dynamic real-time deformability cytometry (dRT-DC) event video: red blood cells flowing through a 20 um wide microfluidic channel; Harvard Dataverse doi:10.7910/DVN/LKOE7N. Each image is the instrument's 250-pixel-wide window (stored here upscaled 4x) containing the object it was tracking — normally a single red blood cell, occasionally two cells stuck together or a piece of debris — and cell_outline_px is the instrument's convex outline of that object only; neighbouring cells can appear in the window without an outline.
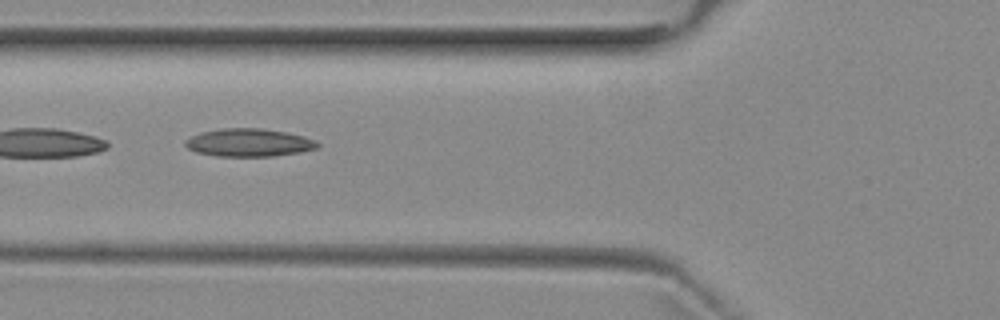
{"species": "common noctule bat (a hibernating species)", "species_latin": "Nyctalus noctula", "temperature_condition": "room temperature", "stored_images_in_passage": 8, "camera_frame_rate_fps": 3000, "um_per_image_px": 0.085, "animal": {"sex": "female", "body_mass_g": 29.2, "forearm_length_mm": 56.3}, "frame": {"image": 1, "passage_image": 6, "time_ms": 5.667, "image_size_px": [1000, 320], "cell_outline_px": [[320, 144], [316, 148], [300, 152], [272, 156], [216, 156], [196, 152], [188, 148], [184, 144], [184, 140], [200, 132], [220, 128], [260, 128], [288, 132], [304, 136], [316, 140]], "centroid_in_image_um": [21.15, 12.11], "position_along_channel_um": 104.7, "area_um2": 21.62}}
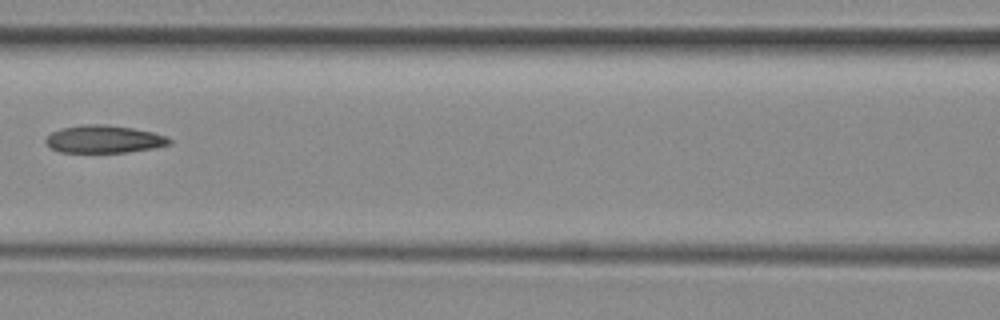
{"frame": {"image": 2, "passage_image": 7, "time_ms": 7.0, "image_size_px": [1000, 320], "cell_outline_px": [[172, 144], [152, 148], [128, 152], [60, 152], [52, 148], [44, 140], [52, 132], [64, 128], [84, 124], [104, 124], [132, 128], [152, 132], [168, 136], [172, 140]], "centroid_in_image_um": [8.88, 11.83], "position_along_channel_um": 157.7, "area_um2": 19.77}}
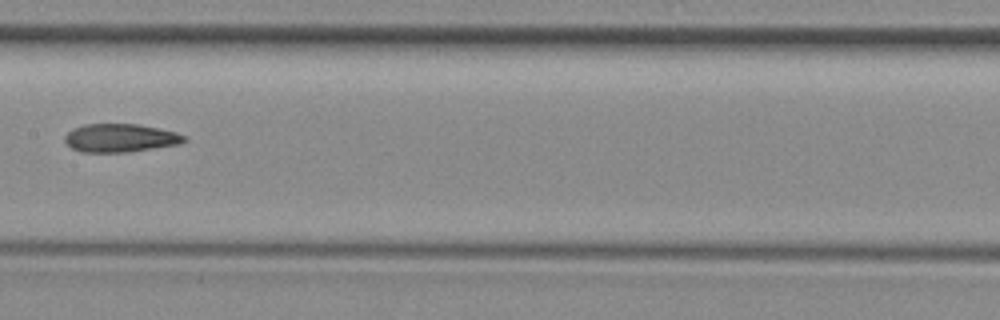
{"frame": {"image": 3, "passage_image": 8, "time_ms": 8.0, "image_size_px": [1000, 320], "cell_outline_px": [[188, 140], [180, 144], [128, 152], [80, 152], [72, 148], [64, 140], [64, 136], [72, 128], [84, 124], [136, 124], [176, 132], [184, 136]], "centroid_in_image_um": [10.2, 11.73], "position_along_channel_um": 197.2, "area_um2": 19.65}}